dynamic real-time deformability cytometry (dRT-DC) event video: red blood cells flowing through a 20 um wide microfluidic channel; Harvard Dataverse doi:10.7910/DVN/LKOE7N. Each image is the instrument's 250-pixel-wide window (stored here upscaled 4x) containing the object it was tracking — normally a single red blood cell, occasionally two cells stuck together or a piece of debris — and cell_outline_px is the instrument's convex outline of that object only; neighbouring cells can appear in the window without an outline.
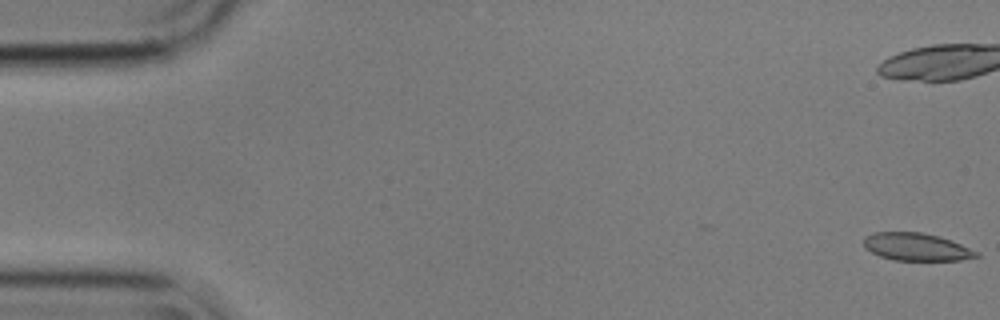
{"species": "common noctule bat (a hibernating species)", "species_latin": "Nyctalus noctula", "temperature_condition": "cold", "stored_images_in_passage": 7, "camera_frame_rate_fps": 3000, "um_per_image_px": 0.085, "animal": {"sex": "male", "body_mass_g": 17.9}, "frame": {"image": 1, "passage_image": 1, "time_ms": 0.0, "image_size_px": [1000, 320], "cell_outline_px": [[980, 256], [960, 260], [892, 260], [880, 256], [864, 248], [864, 236], [872, 232], [924, 232], [952, 240], [980, 252]], "centroid_in_image_um": [77.9, 20.98], "position_along_channel_um": 7.1, "area_um2": 18.32}}